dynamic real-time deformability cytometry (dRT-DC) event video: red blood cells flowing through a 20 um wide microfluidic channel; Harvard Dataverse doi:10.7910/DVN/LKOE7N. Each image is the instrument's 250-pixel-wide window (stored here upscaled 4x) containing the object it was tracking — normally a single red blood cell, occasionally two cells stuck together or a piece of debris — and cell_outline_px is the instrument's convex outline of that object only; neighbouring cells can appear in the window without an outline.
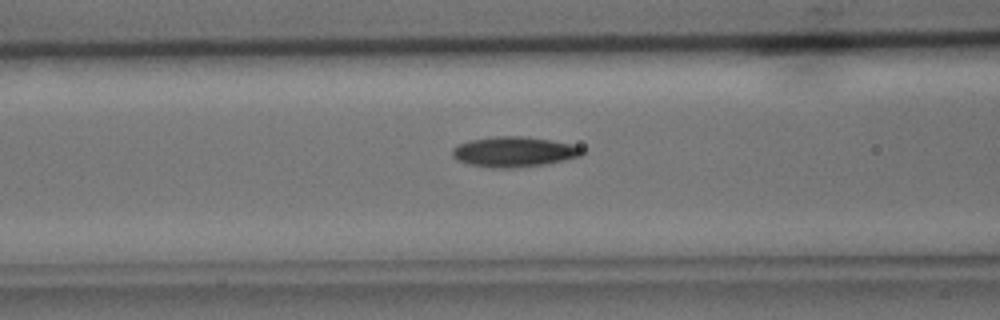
{"species": "common noctule bat (a hibernating species)", "species_latin": "Nyctalus noctula", "temperature_condition": "cold", "stored_images_in_passage": 37, "camera_frame_rate_fps": 3000, "um_per_image_px": 0.085, "animal": {"sex": "male", "body_mass_g": 15.6}, "frame": {"image": 1, "passage_image": 9, "time_ms": 2.667, "image_size_px": [1000, 320], "cell_outline_px": [[584, 152], [580, 156], [548, 164], [516, 168], [492, 168], [468, 164], [456, 160], [452, 156], [452, 148], [460, 144], [472, 140], [496, 136], [520, 136], [552, 140], [572, 144], [584, 148]], "centroid_in_image_um": [43.7, 12.91], "position_along_channel_um": 122.9, "area_um2": 23.0}}
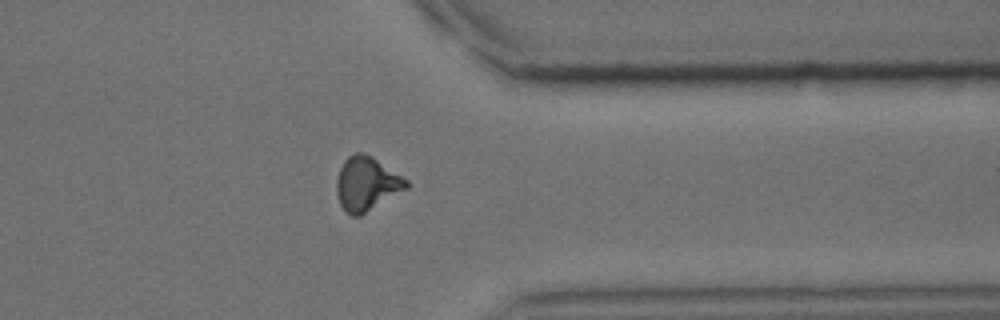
{"frame": {"image": 2, "passage_image": 28, "time_ms": 9.0, "image_size_px": [1000, 320], "cell_outline_px": [[408, 188], [360, 216], [352, 216], [344, 212], [340, 204], [336, 192], [336, 180], [340, 168], [344, 160], [348, 156], [356, 152], [364, 152], [372, 156], [408, 180]], "centroid_in_image_um": [31.14, 15.62], "position_along_channel_um": 380.3, "area_um2": 22.02}}
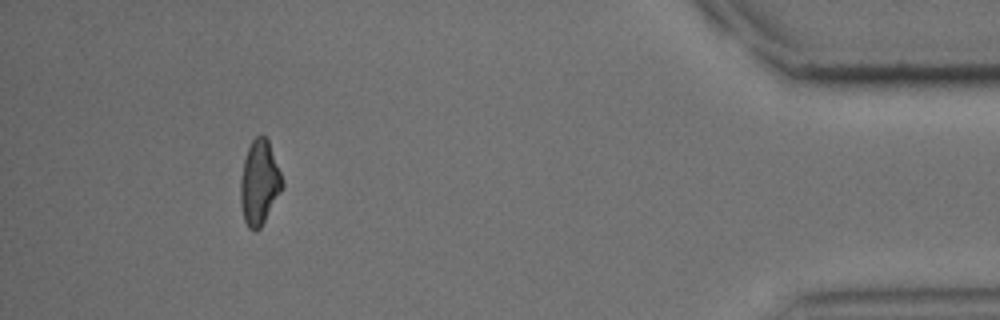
{"frame": {"image": 3, "passage_image": 34, "time_ms": 11.0, "image_size_px": [1000, 320], "cell_outline_px": [[284, 188], [260, 228], [256, 232], [248, 228], [244, 220], [240, 204], [240, 180], [244, 160], [248, 148], [252, 140], [256, 136], [264, 136], [268, 140], [284, 180]], "centroid_in_image_um": [22.06, 15.56], "position_along_channel_um": 413.1, "area_um2": 20.75}}